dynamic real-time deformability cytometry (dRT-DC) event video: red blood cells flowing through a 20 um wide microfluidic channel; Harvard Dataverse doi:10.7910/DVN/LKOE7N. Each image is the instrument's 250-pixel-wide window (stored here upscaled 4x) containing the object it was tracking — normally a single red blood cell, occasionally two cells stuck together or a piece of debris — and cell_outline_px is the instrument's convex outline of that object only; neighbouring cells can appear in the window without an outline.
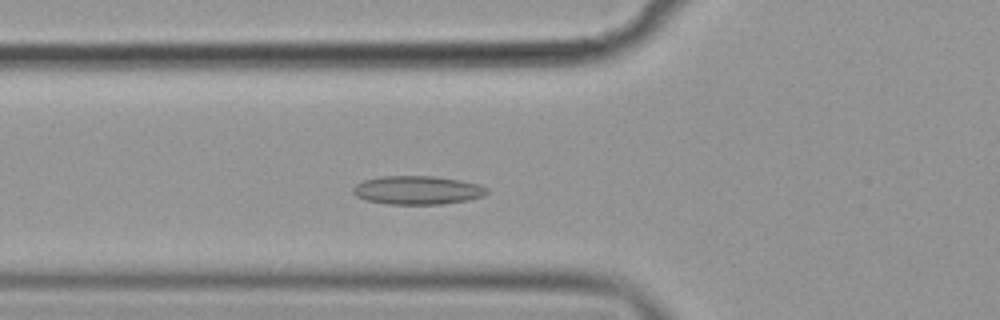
{"species": "common noctule bat (a hibernating species)", "species_latin": "Nyctalus noctula", "temperature_condition": "cold", "stored_images_in_passage": 51, "camera_frame_rate_fps": 3000, "um_per_image_px": 0.085, "animal": {"sex": "female", "body_mass_g": 19.9}, "frame": {"image": 1, "passage_image": 15, "time_ms": 4.667, "image_size_px": [1000, 320], "cell_outline_px": [[488, 192], [484, 196], [468, 200], [440, 204], [388, 204], [368, 200], [356, 196], [352, 192], [352, 188], [356, 184], [364, 180], [380, 176], [432, 176], [460, 180], [480, 184], [488, 188]], "centroid_in_image_um": [35.5, 16.16], "position_along_channel_um": 90.3, "area_um2": 22.31}}
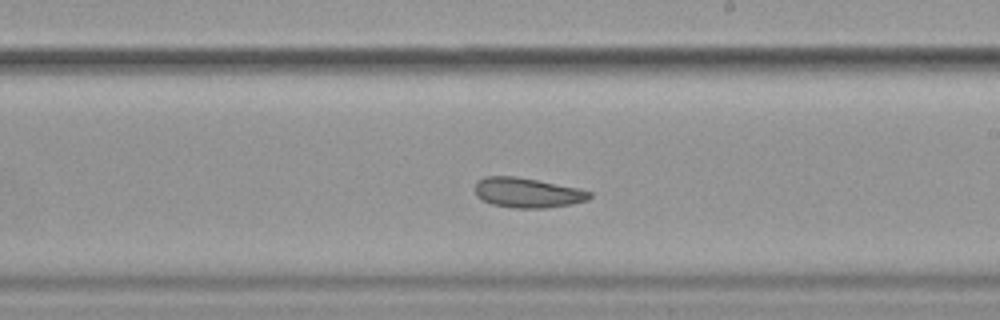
{"frame": {"image": 2, "passage_image": 28, "time_ms": 9.0, "image_size_px": [1000, 320], "cell_outline_px": [[592, 196], [588, 200], [572, 204], [544, 208], [512, 208], [492, 204], [476, 196], [476, 180], [484, 176], [516, 176], [580, 188], [592, 192]], "centroid_in_image_um": [44.85, 16.37], "position_along_channel_um": 244.2, "area_um2": 20.11}}
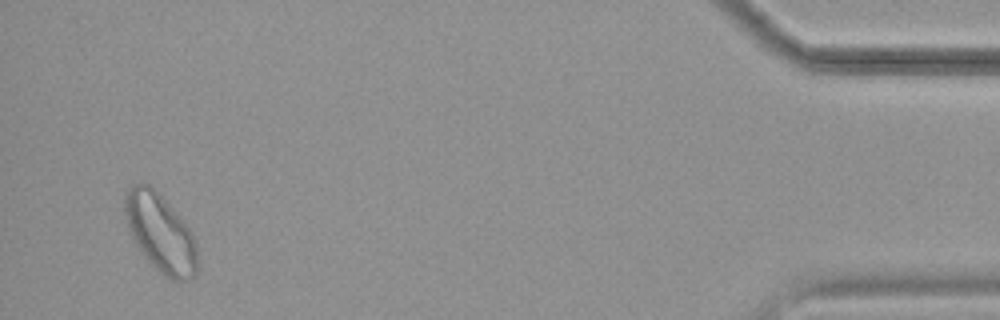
{"frame": {"image": 3, "passage_image": 49, "time_ms": 16.0, "image_size_px": [1000, 320], "cell_outline_px": [[196, 272], [192, 280], [172, 280], [160, 272], [144, 256], [136, 244], [128, 228], [124, 212], [124, 192], [132, 184], [144, 180], [168, 204], [188, 228], [192, 236], [196, 248]], "centroid_in_image_um": [13.58, 19.78], "position_along_channel_um": 421.6, "area_um2": 32.48}, "authors_computed_cell_mechanics": {"area_um2": 22.1374, "velocity_mm_per_s": 3.5556, "shape_relaxation_time_tau1_ms": 10.2984, "shape_relaxation_time_tau2_ms": 4.2762, "deformation_change_tau1": 0.1176, "deformation_change_tau2": 0.0985}}